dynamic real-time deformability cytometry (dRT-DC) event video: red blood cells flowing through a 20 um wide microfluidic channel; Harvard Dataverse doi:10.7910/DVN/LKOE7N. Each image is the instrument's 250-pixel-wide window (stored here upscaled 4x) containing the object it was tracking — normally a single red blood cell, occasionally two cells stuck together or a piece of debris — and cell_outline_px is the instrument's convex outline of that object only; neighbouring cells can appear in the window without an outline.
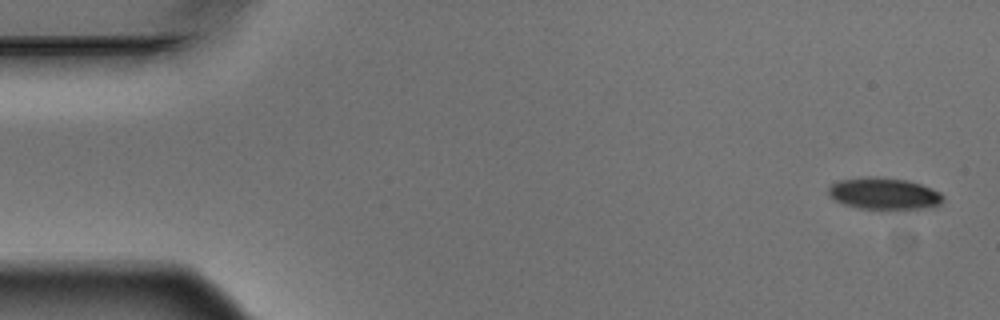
{"species": "Egyptian fruit bat (a non-hibernating species)", "species_latin": "Rousettus aegyptiacus", "temperature_condition": "warm", "stored_images_in_passage": 4, "camera_frame_rate_fps": 3000, "um_per_image_px": 0.085, "animal": {"sex": "male"}, "frame": {"image": 1, "passage_image": 1, "time_ms": 0.0, "image_size_px": [1000, 320], "cell_outline_px": [[944, 200], [940, 204], [932, 208], [896, 212], [856, 208], [844, 204], [836, 200], [828, 192], [828, 188], [832, 184], [840, 180], [908, 180], [932, 188], [940, 192], [944, 196]], "centroid_in_image_um": [75.28, 16.58], "position_along_channel_um": 9.7, "area_um2": 21.1}}
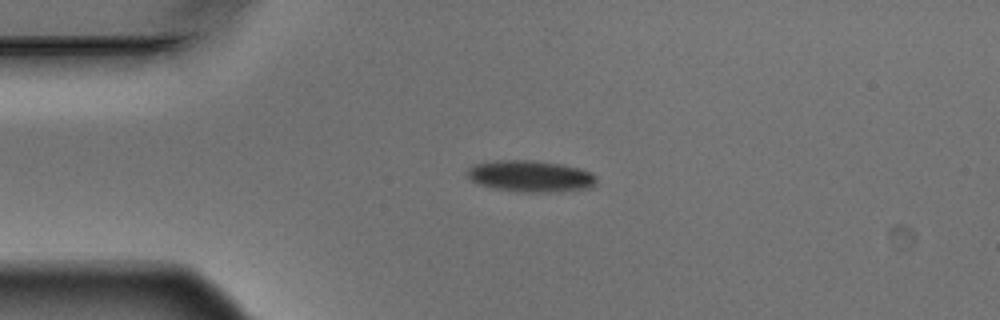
{"frame": {"image": 2, "passage_image": 4, "time_ms": 1.0, "image_size_px": [1000, 320], "cell_outline_px": [[596, 184], [592, 188], [556, 192], [528, 192], [492, 188], [480, 184], [472, 180], [468, 176], [468, 168], [476, 164], [500, 160], [528, 160], [560, 164], [580, 168], [592, 172], [596, 176]], "centroid_in_image_um": [45.16, 14.98], "position_along_channel_um": 39.8, "area_um2": 23.58}}